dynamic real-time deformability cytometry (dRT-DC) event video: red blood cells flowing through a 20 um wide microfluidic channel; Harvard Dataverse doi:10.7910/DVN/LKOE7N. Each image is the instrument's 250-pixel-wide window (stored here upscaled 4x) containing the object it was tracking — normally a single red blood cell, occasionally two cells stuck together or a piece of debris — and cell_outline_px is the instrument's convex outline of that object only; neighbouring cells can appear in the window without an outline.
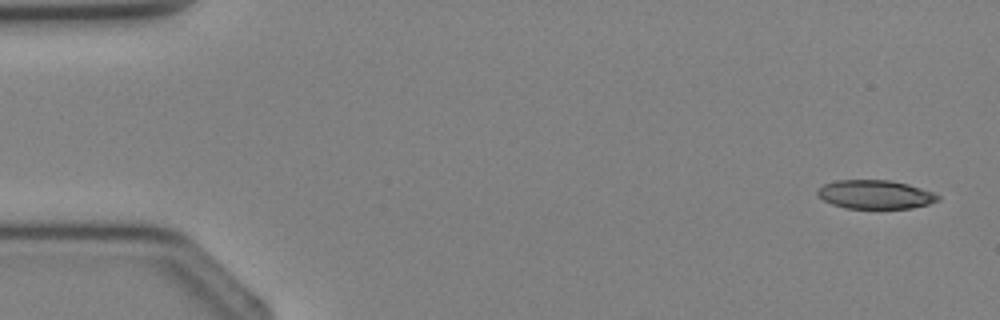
{"species": "Egyptian fruit bat (a non-hibernating species)", "species_latin": "Rousettus aegyptiacus", "temperature_condition": "cold", "stored_images_in_passage": 3, "camera_frame_rate_fps": 3000, "um_per_image_px": 0.085, "animal": {"sex": "female"}, "frame": {"image": 1, "passage_image": 1, "time_ms": 0.0, "image_size_px": [1000, 320], "cell_outline_px": [[940, 200], [928, 204], [912, 208], [844, 208], [832, 204], [816, 196], [816, 192], [824, 184], [836, 180], [888, 180], [908, 184], [932, 192], [940, 196]], "centroid_in_image_um": [74.37, 16.53], "position_along_channel_um": 10.6, "area_um2": 20.11}}